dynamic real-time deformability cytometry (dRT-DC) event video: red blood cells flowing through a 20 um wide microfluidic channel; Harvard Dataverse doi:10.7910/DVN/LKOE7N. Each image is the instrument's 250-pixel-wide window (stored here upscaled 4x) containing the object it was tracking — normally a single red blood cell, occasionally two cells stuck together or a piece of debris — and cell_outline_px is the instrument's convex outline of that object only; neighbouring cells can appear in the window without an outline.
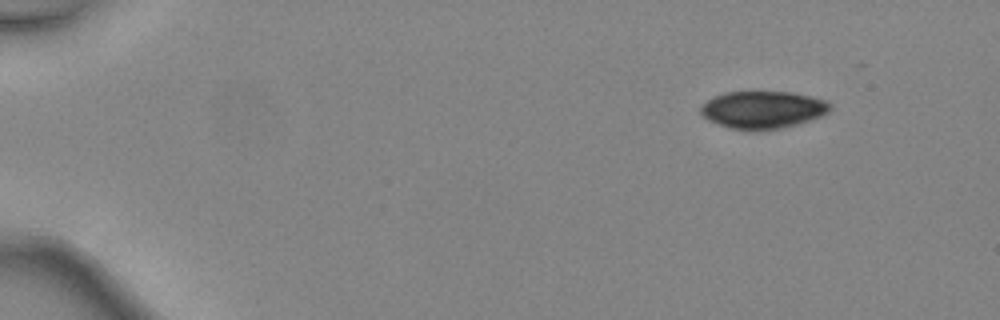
{"species": "common noctule bat (a hibernating species)", "species_latin": "Nyctalus noctula", "temperature_condition": "warm", "stored_images_in_passage": 41, "camera_frame_rate_fps": 3000, "um_per_image_px": 0.085, "animal": {"sex": "female", "body_mass_g": 24.6, "forearm_length_mm": 56.2}, "frame": {"image": 1, "passage_image": 1, "time_ms": 0.0, "image_size_px": [1000, 320], "cell_outline_px": [[832, 108], [828, 112], [820, 116], [796, 124], [780, 128], [732, 128], [708, 120], [700, 112], [700, 108], [708, 100], [724, 92], [792, 92], [812, 96], [828, 100], [832, 104]], "centroid_in_image_um": [64.9, 9.29], "position_along_channel_um": 20.1, "area_um2": 27.57}}
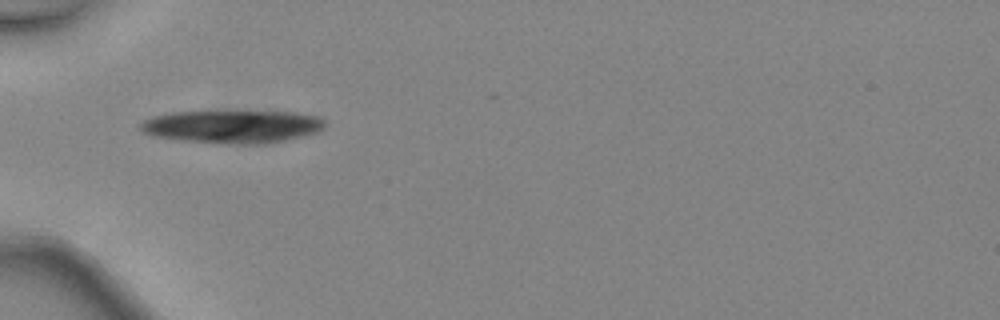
{"frame": {"image": 2, "passage_image": 12, "time_ms": 3.667, "image_size_px": [1000, 320], "cell_outline_px": [[324, 128], [316, 132], [304, 136], [256, 144], [240, 144], [184, 140], [152, 136], [144, 132], [140, 128], [140, 124], [144, 120], [156, 116], [172, 112], [296, 112], [320, 116], [324, 120]], "centroid_in_image_um": [19.78, 10.75], "position_along_channel_um": 65.2, "area_um2": 34.74}}
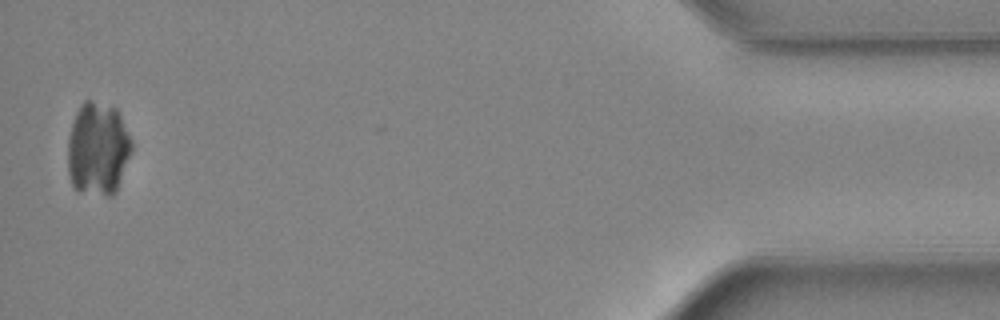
{"frame": {"image": 3, "passage_image": 41, "time_ms": 13.333, "image_size_px": [1000, 320], "cell_outline_px": [[132, 148], [116, 192], [112, 196], [108, 196], [80, 192], [72, 184], [68, 172], [68, 136], [76, 112], [80, 104], [84, 100], [92, 100], [116, 108], [132, 140]], "centroid_in_image_um": [8.31, 12.65], "position_along_channel_um": 426.9, "area_um2": 34.8}}